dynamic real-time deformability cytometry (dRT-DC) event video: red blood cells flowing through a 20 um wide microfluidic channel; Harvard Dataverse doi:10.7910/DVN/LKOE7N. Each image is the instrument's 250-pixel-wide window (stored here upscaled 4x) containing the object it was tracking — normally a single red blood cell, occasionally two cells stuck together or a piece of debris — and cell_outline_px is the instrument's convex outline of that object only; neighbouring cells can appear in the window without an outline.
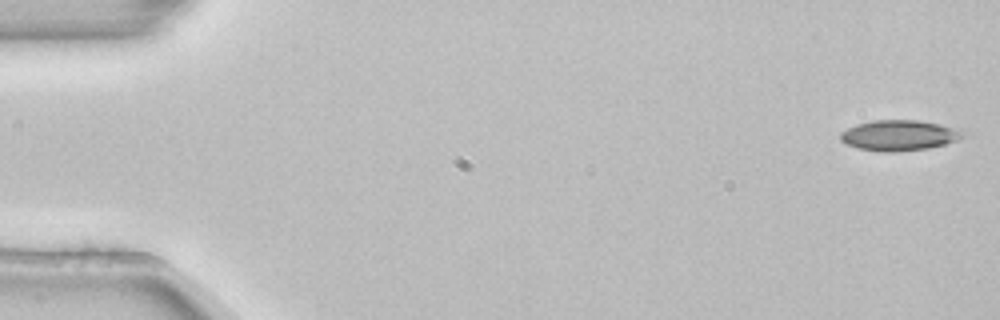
{"species": "common noctule bat (a hibernating species)", "species_latin": "Nyctalus noctula", "temperature_condition": "room temperature", "stored_images_in_passage": 5, "camera_frame_rate_fps": 3000, "um_per_image_px": 0.085, "animal": {"sex": "female", "body_mass_g": 22.7, "forearm_length_mm": 54.2}, "frame": {"image": 1, "passage_image": 1, "time_ms": 0.0, "image_size_px": [1000, 320], "cell_outline_px": [[964, 136], [956, 140], [944, 144], [928, 148], [896, 152], [880, 152], [860, 148], [844, 144], [840, 140], [840, 132], [856, 124], [872, 120], [916, 120], [940, 124], [952, 128], [960, 132]], "centroid_in_image_um": [76.33, 11.51], "position_along_channel_um": 8.7, "area_um2": 21.56}}
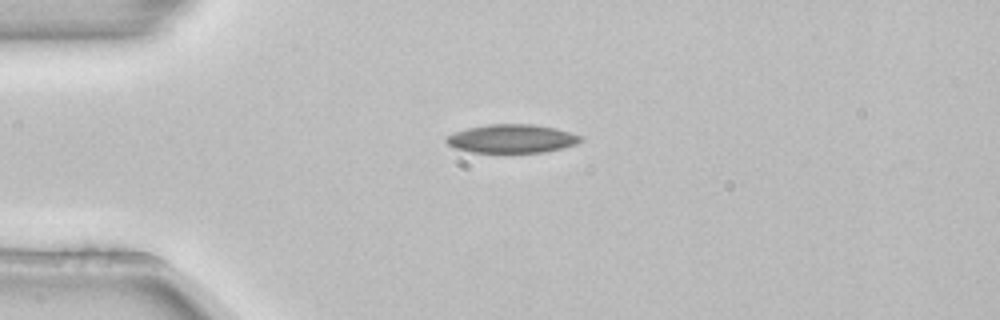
{"frame": {"image": 2, "passage_image": 4, "time_ms": 1.0, "image_size_px": [1000, 320], "cell_outline_px": [[584, 140], [576, 144], [544, 152], [472, 152], [452, 148], [444, 140], [448, 136], [456, 132], [468, 128], [488, 124], [532, 124], [556, 128], [584, 136]], "centroid_in_image_um": [43.53, 11.78], "position_along_channel_um": 41.5, "area_um2": 22.31}}